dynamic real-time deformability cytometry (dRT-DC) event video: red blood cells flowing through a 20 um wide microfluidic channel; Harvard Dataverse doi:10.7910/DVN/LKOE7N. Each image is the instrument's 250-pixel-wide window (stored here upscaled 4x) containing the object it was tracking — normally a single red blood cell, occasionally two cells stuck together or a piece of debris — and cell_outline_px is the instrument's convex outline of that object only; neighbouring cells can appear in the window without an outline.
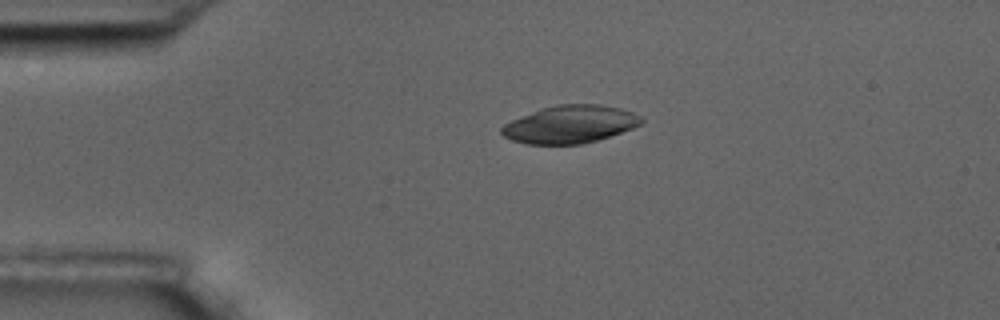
{"species": "common noctule bat (a hibernating species)", "species_latin": "Nyctalus noctula", "temperature_condition": "room temperature", "stored_images_in_passage": 2, "camera_frame_rate_fps": 3000, "um_per_image_px": 0.085, "animal": {"sex": "male", "body_mass_g": 17.5, "forearm_length_mm": 52.3}, "frame": {"image": 1, "passage_image": 1, "time_ms": 0.0, "image_size_px": [1000, 320], "cell_outline_px": [[644, 120], [640, 124], [632, 128], [596, 140], [580, 144], [524, 144], [512, 140], [504, 136], [500, 132], [500, 128], [504, 124], [512, 120], [540, 108], [556, 104], [600, 104], [620, 108], [632, 112], [640, 116]], "centroid_in_image_um": [48.42, 10.56], "position_along_channel_um": 36.6, "area_um2": 30.58}}